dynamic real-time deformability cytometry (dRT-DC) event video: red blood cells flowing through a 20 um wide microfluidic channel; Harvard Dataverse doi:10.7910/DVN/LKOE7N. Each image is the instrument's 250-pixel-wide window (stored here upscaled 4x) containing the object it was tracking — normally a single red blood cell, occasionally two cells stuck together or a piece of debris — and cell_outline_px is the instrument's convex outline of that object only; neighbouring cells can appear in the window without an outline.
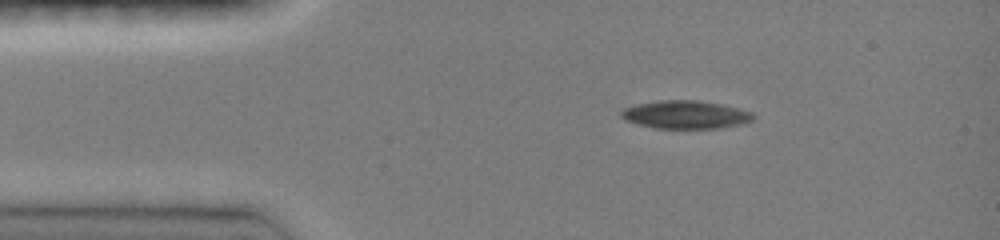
{"species": "common noctule bat (a hibernating species)", "species_latin": "Nyctalus noctula", "temperature_condition": "room temperature", "stored_images_in_passage": 40, "camera_frame_rate_fps": 3000, "um_per_image_px": 0.085, "animal": {"sex": "female", "body_mass_g": 19.0, "forearm_length_mm": 51.5}, "frame": {"image": 1, "passage_image": 1, "time_ms": 0.0, "image_size_px": [1000, 240], "cell_outline_px": [[756, 116], [752, 120], [744, 124], [720, 128], [656, 128], [640, 124], [628, 120], [620, 116], [620, 112], [624, 108], [636, 104], [660, 100], [696, 100], [720, 104], [752, 112]], "centroid_in_image_um": [58.3, 9.74], "position_along_channel_um": 26.7, "area_um2": 21.44}}
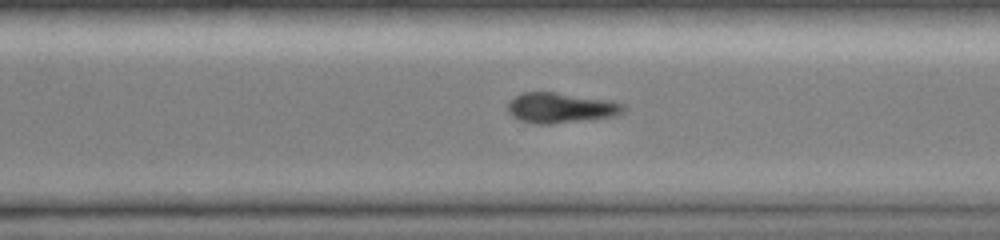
{"frame": {"image": 2, "passage_image": 26, "time_ms": 8.333, "image_size_px": [1000, 240], "cell_outline_px": [[628, 108], [624, 112], [616, 116], [552, 124], [536, 124], [520, 120], [512, 116], [508, 112], [508, 104], [520, 92], [552, 92], [612, 100], [624, 104]], "centroid_in_image_um": [47.71, 9.17], "position_along_channel_um": 322.9, "area_um2": 20.52}}
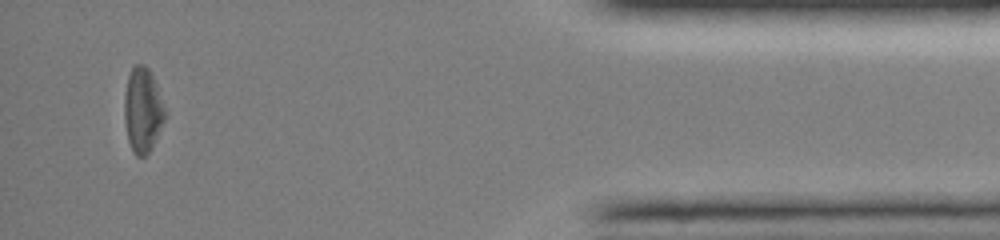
{"frame": {"image": 3, "passage_image": 37, "time_ms": 12.0, "image_size_px": [1000, 240], "cell_outline_px": [[168, 116], [152, 148], [144, 156], [136, 156], [132, 152], [128, 140], [124, 120], [124, 96], [128, 76], [132, 68], [136, 64], [144, 64], [152, 72], [168, 112]], "centroid_in_image_um": [12.17, 9.36], "position_along_channel_um": 423.0, "area_um2": 20.75}, "authors_computed_cell_mechanics": {"area_um2": 21.8773, "velocity_mm_per_s": 4.1208, "shape_relaxation_time_tau1_ms": 1.4312, "shape_relaxation_time_tau2_ms": null, "deformation_change_tau1": 0.0867, "deformation_change_tau2": null}}